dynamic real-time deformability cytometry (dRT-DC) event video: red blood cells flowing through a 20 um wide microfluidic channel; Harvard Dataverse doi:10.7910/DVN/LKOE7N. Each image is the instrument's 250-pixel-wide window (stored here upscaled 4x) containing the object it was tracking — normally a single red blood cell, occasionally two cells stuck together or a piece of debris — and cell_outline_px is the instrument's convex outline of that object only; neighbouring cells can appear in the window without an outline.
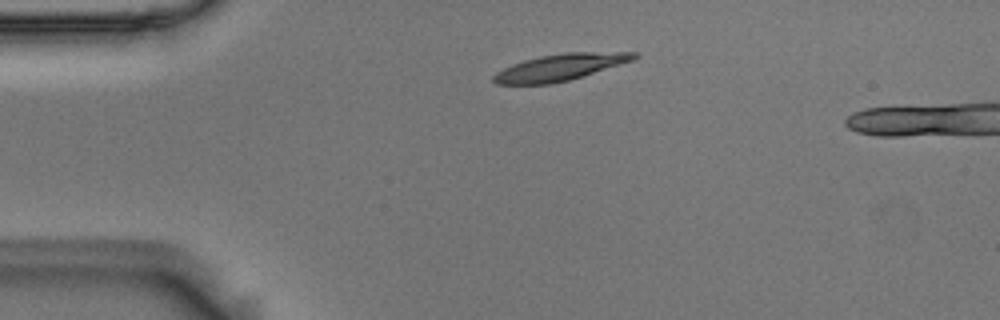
{"species": "Egyptian fruit bat (a non-hibernating species)", "species_latin": "Rousettus aegyptiacus", "temperature_condition": "room temperature", "stored_images_in_passage": 4, "camera_frame_rate_fps": 3000, "um_per_image_px": 0.085, "animal": {"sex": "male"}, "frame": {"image": 1, "passage_image": 1, "time_ms": 0.0, "image_size_px": [1000, 320], "cell_outline_px": [[640, 56], [632, 60], [584, 76], [552, 84], [496, 84], [492, 80], [492, 76], [496, 72], [512, 64], [524, 60], [540, 56], [564, 52], [640, 52]], "centroid_in_image_um": [47.61, 5.71], "position_along_channel_um": 37.4, "area_um2": 21.79}}